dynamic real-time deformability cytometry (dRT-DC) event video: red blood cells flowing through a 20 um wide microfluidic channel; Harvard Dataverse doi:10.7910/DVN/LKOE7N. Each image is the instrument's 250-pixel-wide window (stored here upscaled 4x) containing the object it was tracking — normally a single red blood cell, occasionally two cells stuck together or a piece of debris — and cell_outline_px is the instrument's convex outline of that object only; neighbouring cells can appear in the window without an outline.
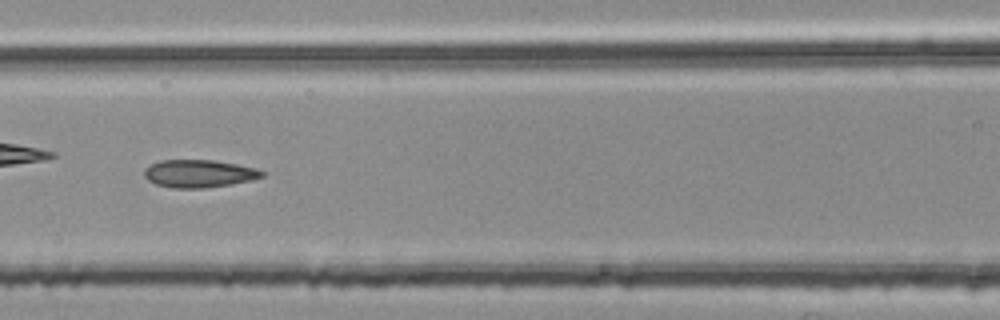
{"species": "common noctule bat (a hibernating species)", "species_latin": "Nyctalus noctula", "temperature_condition": "room temperature", "stored_images_in_passage": 43, "camera_frame_rate_fps": 3000, "um_per_image_px": 0.085, "animal": {"sex": "female", "body_mass_g": 25.1}, "frame": {"image": 1, "passage_image": 19, "time_ms": 6.0, "image_size_px": [1000, 320], "cell_outline_px": [[264, 176], [252, 180], [232, 184], [204, 188], [172, 188], [156, 184], [148, 180], [144, 176], [144, 168], [160, 160], [212, 160], [236, 164], [256, 168], [264, 172]], "centroid_in_image_um": [16.91, 14.76], "position_along_channel_um": 149.7, "area_um2": 19.02}, "authors_computed_cell_mechanics": {"area_um2": 19.3052, "velocity_mm_per_s": 3.7681, "shape_relaxation_time_tau1_ms": 9.487, "shape_relaxation_time_tau2_ms": 2.0034, "deformation_change_tau1": 0.1797, "deformation_change_tau2": 0.1013}}